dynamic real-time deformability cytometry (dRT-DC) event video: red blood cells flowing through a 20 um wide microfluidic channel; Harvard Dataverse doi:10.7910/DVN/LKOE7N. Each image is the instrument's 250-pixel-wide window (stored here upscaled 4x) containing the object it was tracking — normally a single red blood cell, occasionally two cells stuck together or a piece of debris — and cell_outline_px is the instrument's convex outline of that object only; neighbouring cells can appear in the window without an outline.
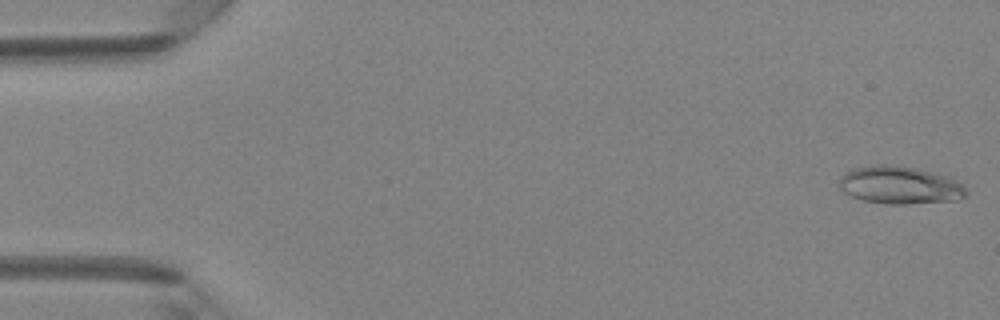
{"species": "Egyptian fruit bat (a non-hibernating species)", "species_latin": "Rousettus aegyptiacus", "temperature_condition": "room temperature", "stored_images_in_passage": 48, "camera_frame_rate_fps": 3000, "um_per_image_px": 0.085, "animal": {"sex": "female"}, "frame": {"image": 1, "passage_image": 1, "time_ms": 0.0, "image_size_px": [1000, 320], "cell_outline_px": [[968, 192], [964, 196], [956, 200], [908, 204], [888, 204], [864, 200], [852, 196], [844, 192], [840, 188], [840, 176], [852, 168], [872, 164], [896, 164], [916, 168], [948, 176], [956, 180]], "centroid_in_image_um": [76.46, 15.72], "position_along_channel_um": 8.5, "area_um2": 27.98}}
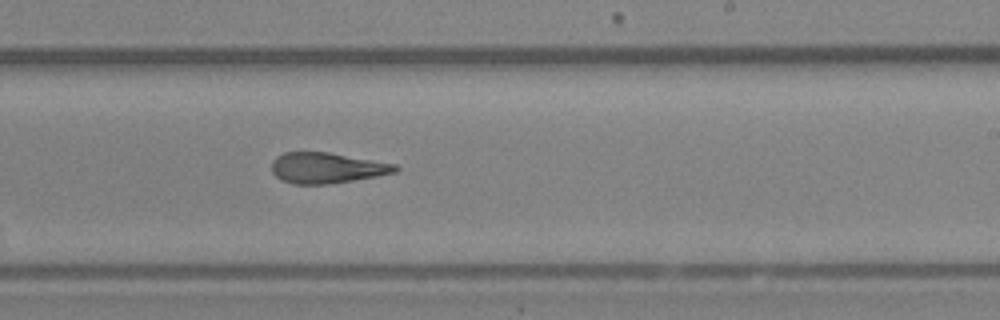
{"frame": {"image": 2, "passage_image": 29, "time_ms": 9.333, "image_size_px": [1000, 320], "cell_outline_px": [[400, 168], [396, 172], [376, 176], [328, 184], [292, 184], [280, 180], [272, 172], [272, 160], [276, 156], [284, 152], [328, 152], [396, 164]], "centroid_in_image_um": [27.74, 14.27], "position_along_channel_um": 261.3, "area_um2": 22.08}}
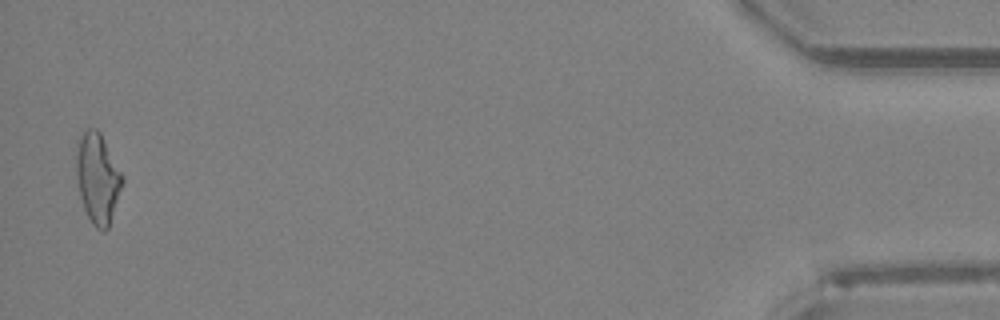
{"frame": {"image": 3, "passage_image": 47, "time_ms": 15.333, "image_size_px": [1000, 320], "cell_outline_px": [[124, 180], [108, 228], [104, 232], [96, 228], [92, 224], [84, 208], [80, 196], [76, 176], [76, 156], [80, 136], [88, 128], [96, 128], [100, 132], [124, 176]], "centroid_in_image_um": [8.31, 15.15], "position_along_channel_um": 426.9, "area_um2": 24.04}, "authors_computed_cell_mechanics": {"area_um2": 23.2067, "velocity_mm_per_s": 4.2334, "shape_relaxation_time_tau1_ms": null, "shape_relaxation_time_tau2_ms": 3.7811, "deformation_change_tau1": null, "deformation_change_tau2": 0.1447}}